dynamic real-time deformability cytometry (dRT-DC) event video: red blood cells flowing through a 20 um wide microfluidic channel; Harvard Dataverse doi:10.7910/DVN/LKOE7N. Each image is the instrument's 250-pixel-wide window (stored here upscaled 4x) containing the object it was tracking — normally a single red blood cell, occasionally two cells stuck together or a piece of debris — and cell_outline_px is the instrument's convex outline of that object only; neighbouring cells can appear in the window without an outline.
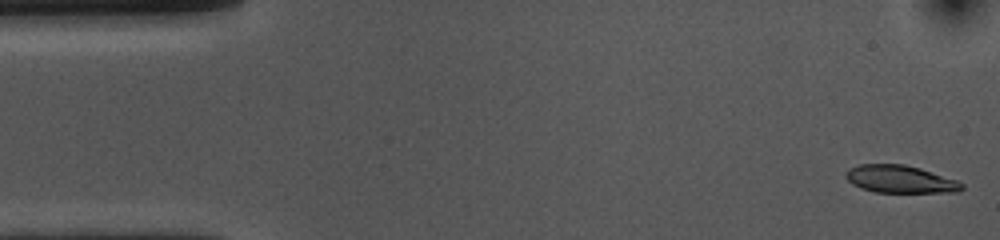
{"species": "common noctule bat (a hibernating species)", "species_latin": "Nyctalus noctula", "temperature_condition": "cold", "stored_images_in_passage": 53, "camera_frame_rate_fps": 3000, "um_per_image_px": 0.085, "animal": {"sex": "female", "body_mass_g": 10.0, "forearm_length_mm": 53.1}, "frame": {"image": 1, "passage_image": 1, "time_ms": 0.0, "image_size_px": [1000, 240], "cell_outline_px": [[964, 188], [960, 192], [876, 192], [860, 188], [852, 184], [844, 176], [852, 168], [860, 164], [904, 164], [920, 168], [956, 180], [964, 184]], "centroid_in_image_um": [76.54, 15.24], "position_along_channel_um": 8.5, "area_um2": 18.5}}
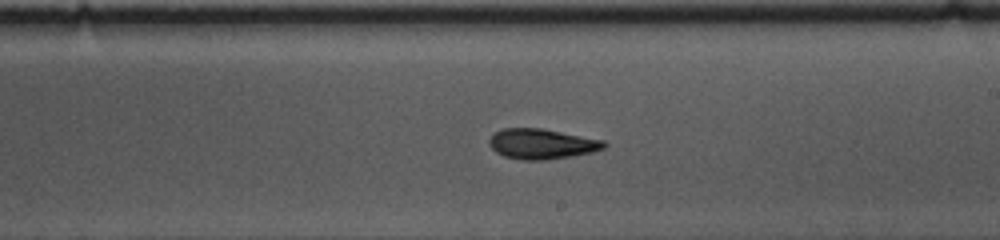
{"frame": {"image": 2, "passage_image": 29, "time_ms": 9.333, "image_size_px": [1000, 240], "cell_outline_px": [[608, 144], [604, 148], [592, 152], [572, 156], [544, 160], [520, 160], [504, 156], [496, 152], [488, 144], [488, 140], [492, 132], [504, 128], [540, 128], [604, 140]], "centroid_in_image_um": [46.01, 12.23], "position_along_channel_um": 243.0, "area_um2": 20.35}}
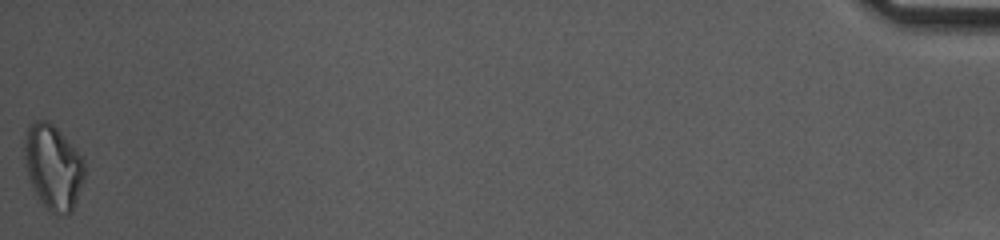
{"frame": {"image": 3, "passage_image": 53, "time_ms": 17.333, "image_size_px": [1000, 240], "cell_outline_px": [[84, 180], [72, 212], [68, 216], [56, 216], [48, 212], [32, 188], [28, 176], [24, 156], [24, 144], [28, 124], [36, 120], [44, 120], [52, 124], [60, 132], [84, 160]], "centroid_in_image_um": [4.51, 14.26], "position_along_channel_um": 430.7, "area_um2": 29.82}, "authors_computed_cell_mechanics": {"area_um2": 20.2878, "velocity_mm_per_s": 3.6571, "shape_relaxation_time_tau1_ms": 3.2073, "shape_relaxation_time_tau2_ms": 4.914, "deformation_change_tau1": 0.1348, "deformation_change_tau2": 0.128}}